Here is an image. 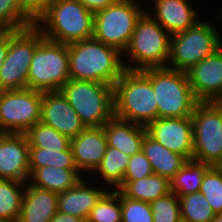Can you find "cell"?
Returning a JSON list of instances; mask_svg holds the SVG:
<instances>
[{
    "label": "cell",
    "instance_id": "8fae6325",
    "mask_svg": "<svg viewBox=\"0 0 222 222\" xmlns=\"http://www.w3.org/2000/svg\"><path fill=\"white\" fill-rule=\"evenodd\" d=\"M42 96L29 88L0 91V131L26 133L40 122Z\"/></svg>",
    "mask_w": 222,
    "mask_h": 222
},
{
    "label": "cell",
    "instance_id": "bcb514c9",
    "mask_svg": "<svg viewBox=\"0 0 222 222\" xmlns=\"http://www.w3.org/2000/svg\"><path fill=\"white\" fill-rule=\"evenodd\" d=\"M6 31V29L3 26H0V36Z\"/></svg>",
    "mask_w": 222,
    "mask_h": 222
},
{
    "label": "cell",
    "instance_id": "2e32d148",
    "mask_svg": "<svg viewBox=\"0 0 222 222\" xmlns=\"http://www.w3.org/2000/svg\"><path fill=\"white\" fill-rule=\"evenodd\" d=\"M186 75L199 102H208L222 93V46L187 70Z\"/></svg>",
    "mask_w": 222,
    "mask_h": 222
},
{
    "label": "cell",
    "instance_id": "7402d4cb",
    "mask_svg": "<svg viewBox=\"0 0 222 222\" xmlns=\"http://www.w3.org/2000/svg\"><path fill=\"white\" fill-rule=\"evenodd\" d=\"M142 151L149 160L153 173L166 177L169 180L188 161L184 156L170 151L162 144L155 141L148 134L142 143Z\"/></svg>",
    "mask_w": 222,
    "mask_h": 222
},
{
    "label": "cell",
    "instance_id": "e575fe53",
    "mask_svg": "<svg viewBox=\"0 0 222 222\" xmlns=\"http://www.w3.org/2000/svg\"><path fill=\"white\" fill-rule=\"evenodd\" d=\"M122 222H153V215L148 202L125 197L121 193Z\"/></svg>",
    "mask_w": 222,
    "mask_h": 222
},
{
    "label": "cell",
    "instance_id": "9a60e30c",
    "mask_svg": "<svg viewBox=\"0 0 222 222\" xmlns=\"http://www.w3.org/2000/svg\"><path fill=\"white\" fill-rule=\"evenodd\" d=\"M40 122L70 139L86 128L60 91L43 92Z\"/></svg>",
    "mask_w": 222,
    "mask_h": 222
},
{
    "label": "cell",
    "instance_id": "83f0119b",
    "mask_svg": "<svg viewBox=\"0 0 222 222\" xmlns=\"http://www.w3.org/2000/svg\"><path fill=\"white\" fill-rule=\"evenodd\" d=\"M29 148H43L47 150H66L71 139L51 126L38 122L25 133Z\"/></svg>",
    "mask_w": 222,
    "mask_h": 222
},
{
    "label": "cell",
    "instance_id": "ba28073f",
    "mask_svg": "<svg viewBox=\"0 0 222 222\" xmlns=\"http://www.w3.org/2000/svg\"><path fill=\"white\" fill-rule=\"evenodd\" d=\"M139 1L118 0L114 5L94 13L93 38L123 53L137 20L146 10V3Z\"/></svg>",
    "mask_w": 222,
    "mask_h": 222
},
{
    "label": "cell",
    "instance_id": "836d02e7",
    "mask_svg": "<svg viewBox=\"0 0 222 222\" xmlns=\"http://www.w3.org/2000/svg\"><path fill=\"white\" fill-rule=\"evenodd\" d=\"M149 204L153 222H181L180 200L174 192H169Z\"/></svg>",
    "mask_w": 222,
    "mask_h": 222
},
{
    "label": "cell",
    "instance_id": "52a82bcc",
    "mask_svg": "<svg viewBox=\"0 0 222 222\" xmlns=\"http://www.w3.org/2000/svg\"><path fill=\"white\" fill-rule=\"evenodd\" d=\"M211 21L200 20L193 27L171 35L167 68L186 72L222 46V34Z\"/></svg>",
    "mask_w": 222,
    "mask_h": 222
},
{
    "label": "cell",
    "instance_id": "7a4b0ae2",
    "mask_svg": "<svg viewBox=\"0 0 222 222\" xmlns=\"http://www.w3.org/2000/svg\"><path fill=\"white\" fill-rule=\"evenodd\" d=\"M113 87L114 116L145 127L158 118L153 85L141 70H125Z\"/></svg>",
    "mask_w": 222,
    "mask_h": 222
},
{
    "label": "cell",
    "instance_id": "7c38bea8",
    "mask_svg": "<svg viewBox=\"0 0 222 222\" xmlns=\"http://www.w3.org/2000/svg\"><path fill=\"white\" fill-rule=\"evenodd\" d=\"M191 118L193 160L216 166L222 159V116L209 102H198Z\"/></svg>",
    "mask_w": 222,
    "mask_h": 222
},
{
    "label": "cell",
    "instance_id": "d6a6232c",
    "mask_svg": "<svg viewBox=\"0 0 222 222\" xmlns=\"http://www.w3.org/2000/svg\"><path fill=\"white\" fill-rule=\"evenodd\" d=\"M208 200L214 213H222V170L212 166L203 178L199 190Z\"/></svg>",
    "mask_w": 222,
    "mask_h": 222
},
{
    "label": "cell",
    "instance_id": "484cf974",
    "mask_svg": "<svg viewBox=\"0 0 222 222\" xmlns=\"http://www.w3.org/2000/svg\"><path fill=\"white\" fill-rule=\"evenodd\" d=\"M212 166L196 160H188L170 179V191L178 196L192 194L200 190L205 173Z\"/></svg>",
    "mask_w": 222,
    "mask_h": 222
},
{
    "label": "cell",
    "instance_id": "7dc6e473",
    "mask_svg": "<svg viewBox=\"0 0 222 222\" xmlns=\"http://www.w3.org/2000/svg\"><path fill=\"white\" fill-rule=\"evenodd\" d=\"M0 222H11V221H8L6 219L0 218Z\"/></svg>",
    "mask_w": 222,
    "mask_h": 222
},
{
    "label": "cell",
    "instance_id": "f546056e",
    "mask_svg": "<svg viewBox=\"0 0 222 222\" xmlns=\"http://www.w3.org/2000/svg\"><path fill=\"white\" fill-rule=\"evenodd\" d=\"M49 166H56L63 169H78L75 165L70 146L66 150L29 148V168Z\"/></svg>",
    "mask_w": 222,
    "mask_h": 222
},
{
    "label": "cell",
    "instance_id": "4fadbf2b",
    "mask_svg": "<svg viewBox=\"0 0 222 222\" xmlns=\"http://www.w3.org/2000/svg\"><path fill=\"white\" fill-rule=\"evenodd\" d=\"M147 134L172 152L193 159L191 117L157 118L146 126Z\"/></svg>",
    "mask_w": 222,
    "mask_h": 222
},
{
    "label": "cell",
    "instance_id": "e0dca14e",
    "mask_svg": "<svg viewBox=\"0 0 222 222\" xmlns=\"http://www.w3.org/2000/svg\"><path fill=\"white\" fill-rule=\"evenodd\" d=\"M70 147L76 167L86 177L101 163L107 148V140L102 127H86L76 137L71 138ZM87 172V173H86Z\"/></svg>",
    "mask_w": 222,
    "mask_h": 222
},
{
    "label": "cell",
    "instance_id": "4316f807",
    "mask_svg": "<svg viewBox=\"0 0 222 222\" xmlns=\"http://www.w3.org/2000/svg\"><path fill=\"white\" fill-rule=\"evenodd\" d=\"M26 183L0 179V218L16 222Z\"/></svg>",
    "mask_w": 222,
    "mask_h": 222
},
{
    "label": "cell",
    "instance_id": "cb8c5ba5",
    "mask_svg": "<svg viewBox=\"0 0 222 222\" xmlns=\"http://www.w3.org/2000/svg\"><path fill=\"white\" fill-rule=\"evenodd\" d=\"M116 190L127 198L148 203L171 192L170 180L154 173L138 180H123Z\"/></svg>",
    "mask_w": 222,
    "mask_h": 222
},
{
    "label": "cell",
    "instance_id": "9c48e42d",
    "mask_svg": "<svg viewBox=\"0 0 222 222\" xmlns=\"http://www.w3.org/2000/svg\"><path fill=\"white\" fill-rule=\"evenodd\" d=\"M69 80L68 44L44 38L34 52L27 88L41 92L59 91Z\"/></svg>",
    "mask_w": 222,
    "mask_h": 222
},
{
    "label": "cell",
    "instance_id": "5b68a950",
    "mask_svg": "<svg viewBox=\"0 0 222 222\" xmlns=\"http://www.w3.org/2000/svg\"><path fill=\"white\" fill-rule=\"evenodd\" d=\"M154 88L158 118L192 117L199 102L188 82L186 72L167 67L141 70Z\"/></svg>",
    "mask_w": 222,
    "mask_h": 222
},
{
    "label": "cell",
    "instance_id": "f1b7e54d",
    "mask_svg": "<svg viewBox=\"0 0 222 222\" xmlns=\"http://www.w3.org/2000/svg\"><path fill=\"white\" fill-rule=\"evenodd\" d=\"M178 197L182 222H211L216 216L200 191Z\"/></svg>",
    "mask_w": 222,
    "mask_h": 222
},
{
    "label": "cell",
    "instance_id": "1f68e13d",
    "mask_svg": "<svg viewBox=\"0 0 222 222\" xmlns=\"http://www.w3.org/2000/svg\"><path fill=\"white\" fill-rule=\"evenodd\" d=\"M0 25L6 30H22L35 25L17 0H0Z\"/></svg>",
    "mask_w": 222,
    "mask_h": 222
},
{
    "label": "cell",
    "instance_id": "74e56055",
    "mask_svg": "<svg viewBox=\"0 0 222 222\" xmlns=\"http://www.w3.org/2000/svg\"><path fill=\"white\" fill-rule=\"evenodd\" d=\"M92 13H96L111 5H114L118 0H78Z\"/></svg>",
    "mask_w": 222,
    "mask_h": 222
},
{
    "label": "cell",
    "instance_id": "60d3db41",
    "mask_svg": "<svg viewBox=\"0 0 222 222\" xmlns=\"http://www.w3.org/2000/svg\"><path fill=\"white\" fill-rule=\"evenodd\" d=\"M222 116V93H218L214 95L209 101H208Z\"/></svg>",
    "mask_w": 222,
    "mask_h": 222
},
{
    "label": "cell",
    "instance_id": "ee69618b",
    "mask_svg": "<svg viewBox=\"0 0 222 222\" xmlns=\"http://www.w3.org/2000/svg\"><path fill=\"white\" fill-rule=\"evenodd\" d=\"M219 10H221V11H219ZM219 10L217 11L218 12L217 17L219 20L221 19V21H222V9H219Z\"/></svg>",
    "mask_w": 222,
    "mask_h": 222
},
{
    "label": "cell",
    "instance_id": "ac0fdd59",
    "mask_svg": "<svg viewBox=\"0 0 222 222\" xmlns=\"http://www.w3.org/2000/svg\"><path fill=\"white\" fill-rule=\"evenodd\" d=\"M151 4L153 12L148 7L145 12L170 35L185 31L201 20L198 19L199 10L192 6L190 0H153Z\"/></svg>",
    "mask_w": 222,
    "mask_h": 222
},
{
    "label": "cell",
    "instance_id": "d6986e66",
    "mask_svg": "<svg viewBox=\"0 0 222 222\" xmlns=\"http://www.w3.org/2000/svg\"><path fill=\"white\" fill-rule=\"evenodd\" d=\"M96 186L90 185V181L88 184L85 176L82 177L74 187L58 193V211L87 221L97 201L109 189Z\"/></svg>",
    "mask_w": 222,
    "mask_h": 222
},
{
    "label": "cell",
    "instance_id": "8992f818",
    "mask_svg": "<svg viewBox=\"0 0 222 222\" xmlns=\"http://www.w3.org/2000/svg\"><path fill=\"white\" fill-rule=\"evenodd\" d=\"M85 127H102L114 116L112 85L70 79L59 90Z\"/></svg>",
    "mask_w": 222,
    "mask_h": 222
},
{
    "label": "cell",
    "instance_id": "ffe728a7",
    "mask_svg": "<svg viewBox=\"0 0 222 222\" xmlns=\"http://www.w3.org/2000/svg\"><path fill=\"white\" fill-rule=\"evenodd\" d=\"M58 193L26 182L16 222H50L58 211Z\"/></svg>",
    "mask_w": 222,
    "mask_h": 222
},
{
    "label": "cell",
    "instance_id": "277c9868",
    "mask_svg": "<svg viewBox=\"0 0 222 222\" xmlns=\"http://www.w3.org/2000/svg\"><path fill=\"white\" fill-rule=\"evenodd\" d=\"M170 39L171 35L144 12L137 20L130 42L123 52L125 69L166 67L170 53Z\"/></svg>",
    "mask_w": 222,
    "mask_h": 222
},
{
    "label": "cell",
    "instance_id": "4dcf8cb0",
    "mask_svg": "<svg viewBox=\"0 0 222 222\" xmlns=\"http://www.w3.org/2000/svg\"><path fill=\"white\" fill-rule=\"evenodd\" d=\"M87 222H122L121 192L108 189L91 210Z\"/></svg>",
    "mask_w": 222,
    "mask_h": 222
},
{
    "label": "cell",
    "instance_id": "f35d334b",
    "mask_svg": "<svg viewBox=\"0 0 222 222\" xmlns=\"http://www.w3.org/2000/svg\"><path fill=\"white\" fill-rule=\"evenodd\" d=\"M8 47H9V30H6L0 36V67L5 60Z\"/></svg>",
    "mask_w": 222,
    "mask_h": 222
},
{
    "label": "cell",
    "instance_id": "5bb4252c",
    "mask_svg": "<svg viewBox=\"0 0 222 222\" xmlns=\"http://www.w3.org/2000/svg\"><path fill=\"white\" fill-rule=\"evenodd\" d=\"M29 147L25 133L0 135V179L29 181Z\"/></svg>",
    "mask_w": 222,
    "mask_h": 222
},
{
    "label": "cell",
    "instance_id": "30bf717a",
    "mask_svg": "<svg viewBox=\"0 0 222 222\" xmlns=\"http://www.w3.org/2000/svg\"><path fill=\"white\" fill-rule=\"evenodd\" d=\"M44 39L35 26L9 30V47L0 67V91L27 88L30 64L37 45Z\"/></svg>",
    "mask_w": 222,
    "mask_h": 222
},
{
    "label": "cell",
    "instance_id": "603a6c76",
    "mask_svg": "<svg viewBox=\"0 0 222 222\" xmlns=\"http://www.w3.org/2000/svg\"><path fill=\"white\" fill-rule=\"evenodd\" d=\"M84 177L78 169L60 167L30 168L29 183L56 193L74 187Z\"/></svg>",
    "mask_w": 222,
    "mask_h": 222
},
{
    "label": "cell",
    "instance_id": "3957f363",
    "mask_svg": "<svg viewBox=\"0 0 222 222\" xmlns=\"http://www.w3.org/2000/svg\"><path fill=\"white\" fill-rule=\"evenodd\" d=\"M94 13L78 0H56L35 20L45 39L70 44L93 37Z\"/></svg>",
    "mask_w": 222,
    "mask_h": 222
},
{
    "label": "cell",
    "instance_id": "d4e9b609",
    "mask_svg": "<svg viewBox=\"0 0 222 222\" xmlns=\"http://www.w3.org/2000/svg\"><path fill=\"white\" fill-rule=\"evenodd\" d=\"M130 156H127L119 149L115 147L107 146L105 155L97 169L92 173L90 181H92L93 175L98 176L99 182L106 184L109 189H117L123 182L124 174L128 166ZM109 185V186H108Z\"/></svg>",
    "mask_w": 222,
    "mask_h": 222
},
{
    "label": "cell",
    "instance_id": "f6af8a7d",
    "mask_svg": "<svg viewBox=\"0 0 222 222\" xmlns=\"http://www.w3.org/2000/svg\"><path fill=\"white\" fill-rule=\"evenodd\" d=\"M216 167L218 169H221L222 170V159L219 161V163L216 165Z\"/></svg>",
    "mask_w": 222,
    "mask_h": 222
},
{
    "label": "cell",
    "instance_id": "b9f144b4",
    "mask_svg": "<svg viewBox=\"0 0 222 222\" xmlns=\"http://www.w3.org/2000/svg\"><path fill=\"white\" fill-rule=\"evenodd\" d=\"M25 9L26 13L28 14V0H17Z\"/></svg>",
    "mask_w": 222,
    "mask_h": 222
},
{
    "label": "cell",
    "instance_id": "6da1fadb",
    "mask_svg": "<svg viewBox=\"0 0 222 222\" xmlns=\"http://www.w3.org/2000/svg\"><path fill=\"white\" fill-rule=\"evenodd\" d=\"M69 76L114 86L126 70L123 53L95 38L68 44Z\"/></svg>",
    "mask_w": 222,
    "mask_h": 222
},
{
    "label": "cell",
    "instance_id": "ab89813d",
    "mask_svg": "<svg viewBox=\"0 0 222 222\" xmlns=\"http://www.w3.org/2000/svg\"><path fill=\"white\" fill-rule=\"evenodd\" d=\"M50 222H87L85 219L57 211Z\"/></svg>",
    "mask_w": 222,
    "mask_h": 222
},
{
    "label": "cell",
    "instance_id": "8d00e7d4",
    "mask_svg": "<svg viewBox=\"0 0 222 222\" xmlns=\"http://www.w3.org/2000/svg\"><path fill=\"white\" fill-rule=\"evenodd\" d=\"M56 0H28V15L35 21Z\"/></svg>",
    "mask_w": 222,
    "mask_h": 222
},
{
    "label": "cell",
    "instance_id": "d590c367",
    "mask_svg": "<svg viewBox=\"0 0 222 222\" xmlns=\"http://www.w3.org/2000/svg\"><path fill=\"white\" fill-rule=\"evenodd\" d=\"M153 174L151 164L144 152L130 156L123 180H138Z\"/></svg>",
    "mask_w": 222,
    "mask_h": 222
},
{
    "label": "cell",
    "instance_id": "44dd1931",
    "mask_svg": "<svg viewBox=\"0 0 222 222\" xmlns=\"http://www.w3.org/2000/svg\"><path fill=\"white\" fill-rule=\"evenodd\" d=\"M107 146L115 147L127 156L142 150V143L147 134L146 127L113 116L105 125Z\"/></svg>",
    "mask_w": 222,
    "mask_h": 222
},
{
    "label": "cell",
    "instance_id": "7bdbcfd3",
    "mask_svg": "<svg viewBox=\"0 0 222 222\" xmlns=\"http://www.w3.org/2000/svg\"><path fill=\"white\" fill-rule=\"evenodd\" d=\"M211 222H222V213L217 214Z\"/></svg>",
    "mask_w": 222,
    "mask_h": 222
}]
</instances>
